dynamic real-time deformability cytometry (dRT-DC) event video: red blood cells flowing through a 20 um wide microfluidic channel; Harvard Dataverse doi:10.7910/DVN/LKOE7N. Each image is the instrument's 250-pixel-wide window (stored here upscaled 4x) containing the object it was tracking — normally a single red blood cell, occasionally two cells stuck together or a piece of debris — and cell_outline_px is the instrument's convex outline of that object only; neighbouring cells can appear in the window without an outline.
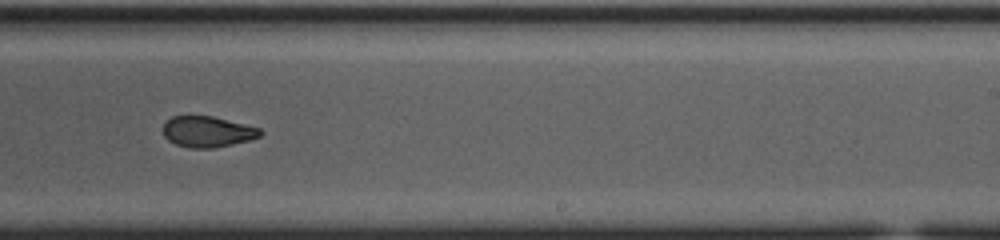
{"species": "common noctule bat (a hibernating species)", "species_latin": "Nyctalus noctula", "temperature_condition": "cold", "stored_images_in_passage": 22, "camera_frame_rate_fps": 3000, "um_per_image_px": 0.085, "animal": {"sex": "female", "body_mass_g": 23.0, "forearm_length_mm": 53.4}, "frame": {"image": 1, "passage_image": 19, "time_ms": 6.0, "image_size_px": [1000, 240], "cell_outline_px": [[264, 132], [260, 136], [248, 140], [232, 144], [212, 148], [188, 148], [176, 144], [168, 140], [164, 136], [164, 124], [172, 116], [212, 116], [260, 128]], "centroid_in_image_um": [17.64, 11.2], "position_along_channel_um": 271.4, "area_um2": 17.34}}